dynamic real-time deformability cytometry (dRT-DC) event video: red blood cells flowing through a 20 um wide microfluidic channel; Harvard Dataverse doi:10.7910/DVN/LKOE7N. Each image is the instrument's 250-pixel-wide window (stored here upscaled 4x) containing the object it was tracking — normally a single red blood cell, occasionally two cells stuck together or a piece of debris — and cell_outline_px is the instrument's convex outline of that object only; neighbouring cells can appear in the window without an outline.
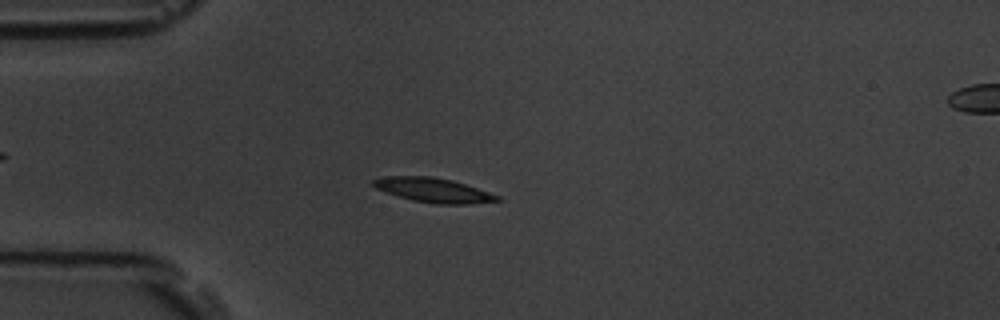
{"species": "common noctule bat (a hibernating species)", "species_latin": "Nyctalus noctula", "temperature_condition": "room temperature", "stored_images_in_passage": 4, "camera_frame_rate_fps": 3000, "um_per_image_px": 0.085, "animal": {"sex": "male", "body_mass_g": 19.5, "forearm_length_mm": 54.6}, "frame": {"image": 1, "passage_image": 3, "time_ms": 2.333, "image_size_px": [1000, 320], "cell_outline_px": [[504, 200], [472, 204], [436, 204], [412, 200], [376, 188], [372, 184], [372, 180], [384, 176], [432, 176], [452, 180], [500, 196]], "centroid_in_image_um": [36.87, 16.16], "position_along_channel_um": 48.1, "area_um2": 17.51}}